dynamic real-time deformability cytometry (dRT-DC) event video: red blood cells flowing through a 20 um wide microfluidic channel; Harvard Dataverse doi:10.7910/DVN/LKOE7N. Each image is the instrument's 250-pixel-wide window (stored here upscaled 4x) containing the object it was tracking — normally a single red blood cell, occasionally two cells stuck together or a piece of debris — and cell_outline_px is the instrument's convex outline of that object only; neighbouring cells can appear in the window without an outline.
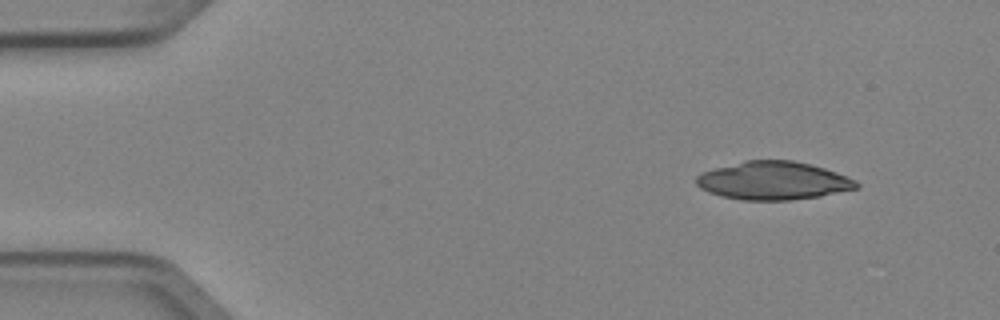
{"species": "Egyptian fruit bat (a non-hibernating species)", "species_latin": "Rousettus aegyptiacus", "temperature_condition": "cold", "stored_images_in_passage": 4, "camera_frame_rate_fps": 3000, "um_per_image_px": 0.085, "animal": {"sex": "female"}, "frame": {"image": 1, "passage_image": 1, "time_ms": 0.0, "image_size_px": [1000, 320], "cell_outline_px": [[860, 188], [820, 196], [792, 200], [740, 200], [720, 196], [708, 192], [700, 188], [696, 184], [696, 176], [700, 172], [744, 160], [792, 160], [824, 168], [836, 172], [856, 180], [860, 184]], "centroid_in_image_um": [65.71, 15.36], "position_along_channel_um": 19.3, "area_um2": 35.84}}